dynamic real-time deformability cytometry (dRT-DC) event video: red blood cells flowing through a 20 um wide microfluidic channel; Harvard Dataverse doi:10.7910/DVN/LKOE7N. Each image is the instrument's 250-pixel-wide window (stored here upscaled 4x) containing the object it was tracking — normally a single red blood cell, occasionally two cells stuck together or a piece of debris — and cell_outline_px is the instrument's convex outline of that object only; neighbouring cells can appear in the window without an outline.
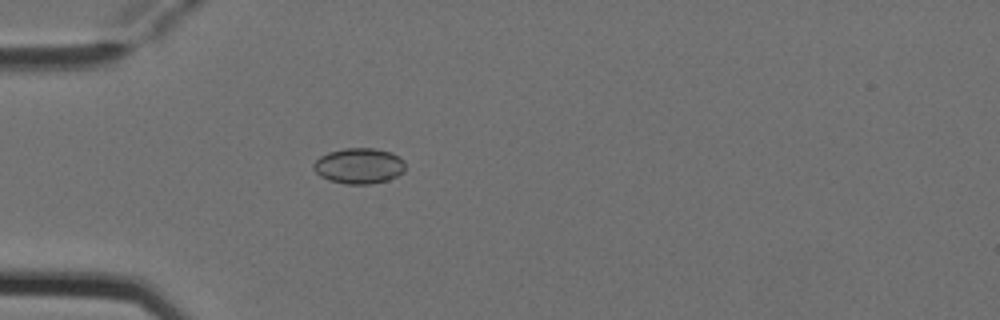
{"species": "Egyptian fruit bat (a non-hibernating species)", "species_latin": "Rousettus aegyptiacus", "temperature_condition": "cold", "stored_images_in_passage": 1, "camera_frame_rate_fps": 3000, "um_per_image_px": 0.085, "animal": {"sex": "female"}, "frame": {"image": 1, "passage_image": 1, "time_ms": 0.0, "image_size_px": [1000, 320], "cell_outline_px": [[404, 172], [388, 180], [372, 184], [344, 184], [328, 180], [320, 176], [312, 168], [312, 164], [320, 156], [328, 152], [344, 148], [376, 148], [392, 152], [404, 160]], "centroid_in_image_um": [30.5, 14.1], "position_along_channel_um": 54.5, "area_um2": 19.31}}